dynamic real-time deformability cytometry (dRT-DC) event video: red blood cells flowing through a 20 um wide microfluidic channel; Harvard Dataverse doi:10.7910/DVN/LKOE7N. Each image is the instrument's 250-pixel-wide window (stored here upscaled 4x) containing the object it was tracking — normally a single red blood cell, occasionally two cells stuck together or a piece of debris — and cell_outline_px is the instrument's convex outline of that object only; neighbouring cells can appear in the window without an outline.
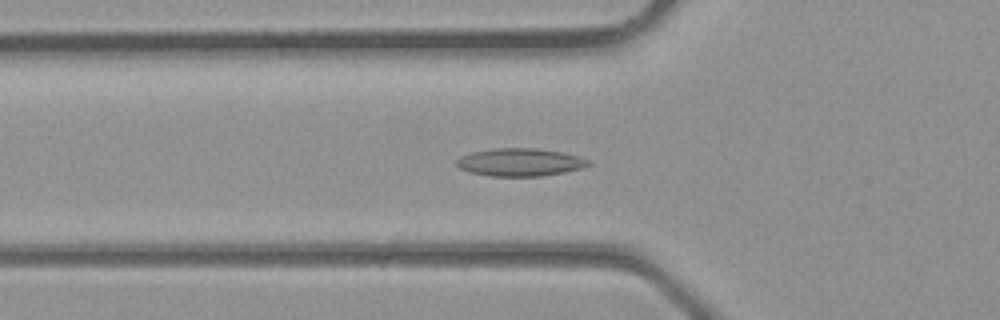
{"species": "common noctule bat (a hibernating species)", "species_latin": "Nyctalus noctula", "temperature_condition": "room temperature", "stored_images_in_passage": 40, "camera_frame_rate_fps": 3000, "um_per_image_px": 0.085, "animal": {"sex": "male", "body_mass_g": 23.1, "forearm_length_mm": 52.7}, "frame": {"image": 1, "passage_image": 14, "time_ms": 4.333, "image_size_px": [1000, 320], "cell_outline_px": [[592, 164], [580, 168], [564, 172], [540, 176], [492, 176], [468, 172], [460, 168], [456, 164], [456, 160], [460, 156], [472, 152], [492, 148], [536, 148], [564, 152], [580, 156], [592, 160]], "centroid_in_image_um": [44.22, 13.78], "position_along_channel_um": 81.6, "area_um2": 21.56}}
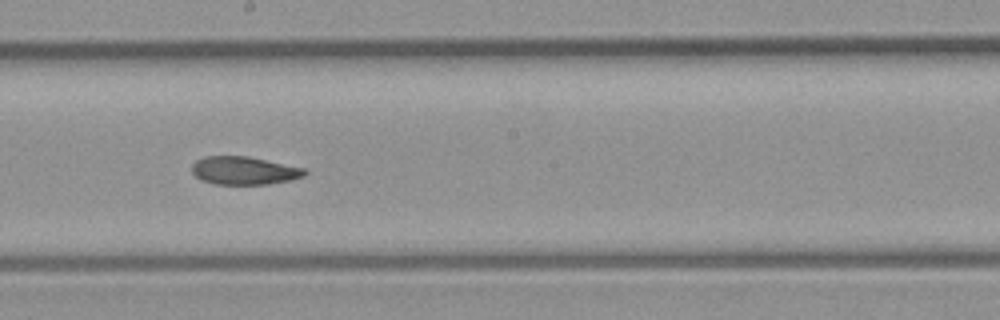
{"frame": {"image": 2, "passage_image": 22, "time_ms": 7.0, "image_size_px": [1000, 320], "cell_outline_px": [[308, 172], [304, 176], [292, 180], [268, 184], [216, 184], [200, 180], [192, 172], [192, 164], [196, 160], [204, 156], [248, 156], [304, 168]], "centroid_in_image_um": [20.74, 14.5], "position_along_channel_um": 227.5, "area_um2": 18.5}}
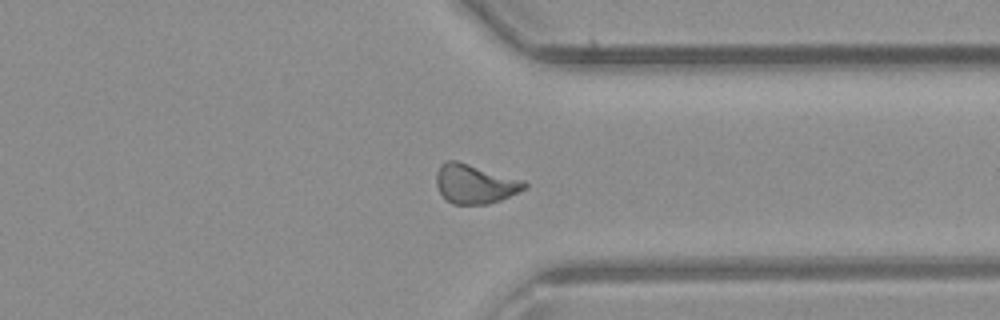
{"frame": {"image": 3, "passage_image": 30, "time_ms": 9.667, "image_size_px": [1000, 320], "cell_outline_px": [[528, 188], [520, 192], [500, 200], [488, 204], [452, 204], [440, 192], [436, 184], [436, 172], [440, 164], [444, 160], [456, 160], [524, 180], [528, 184]], "centroid_in_image_um": [40.38, 15.62], "position_along_channel_um": 371.0, "area_um2": 20.29}}